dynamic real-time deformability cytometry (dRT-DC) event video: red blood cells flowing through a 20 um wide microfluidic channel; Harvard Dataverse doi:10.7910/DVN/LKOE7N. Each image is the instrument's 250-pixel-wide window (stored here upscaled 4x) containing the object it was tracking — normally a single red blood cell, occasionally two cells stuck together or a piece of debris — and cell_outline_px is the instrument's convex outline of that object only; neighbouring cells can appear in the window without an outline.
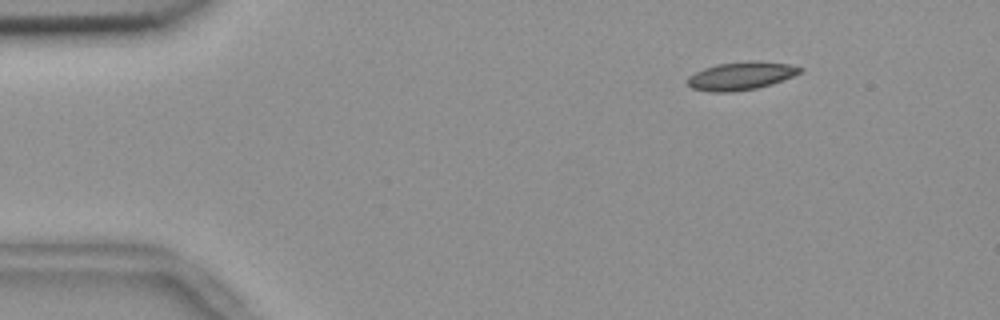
{"species": "common noctule bat (a hibernating species)", "species_latin": "Nyctalus noctula", "temperature_condition": "room temperature", "stored_images_in_passage": 49, "camera_frame_rate_fps": 3000, "um_per_image_px": 0.085, "animal": {"sex": "female", "body_mass_g": 18.4}, "frame": {"image": 1, "passage_image": 1, "time_ms": 0.0, "image_size_px": [1000, 320], "cell_outline_px": [[804, 68], [800, 72], [792, 76], [772, 84], [756, 88], [732, 92], [708, 92], [692, 88], [688, 84], [688, 76], [704, 68], [716, 64], [752, 60], [788, 64]], "centroid_in_image_um": [62.96, 6.45], "position_along_channel_um": 22.0, "area_um2": 18.32}}
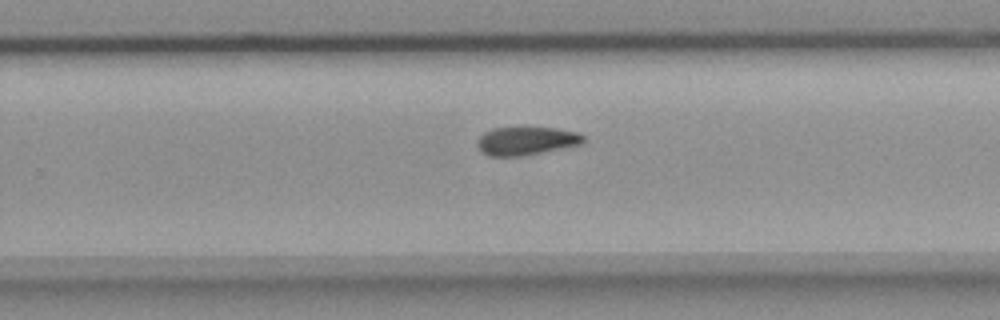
{"frame": {"image": 2, "passage_image": 29, "time_ms": 9.333, "image_size_px": [1000, 320], "cell_outline_px": [[584, 140], [580, 144], [564, 148], [520, 156], [488, 156], [480, 152], [476, 144], [476, 140], [484, 132], [492, 128], [524, 124], [556, 128], [580, 132], [584, 136]], "centroid_in_image_um": [44.69, 11.92], "position_along_channel_um": 285.1, "area_um2": 18.5}}
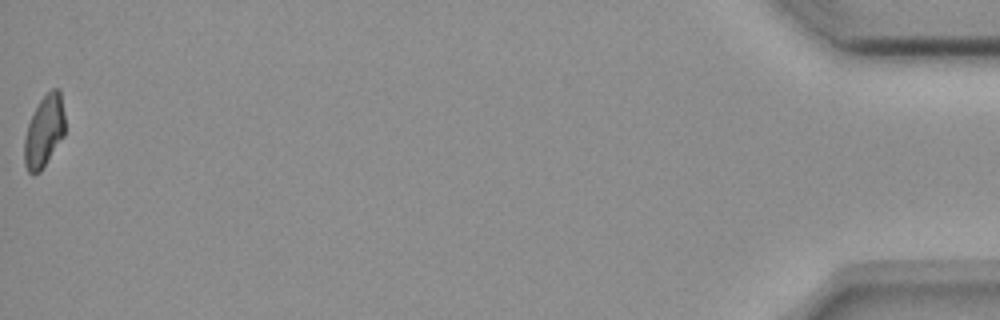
{"frame": {"image": 3, "passage_image": 49, "time_ms": 16.0, "image_size_px": [1000, 320], "cell_outline_px": [[64, 136], [44, 168], [40, 172], [32, 176], [28, 172], [24, 164], [24, 140], [28, 124], [40, 100], [52, 88], [60, 88], [64, 112]], "centroid_in_image_um": [3.76, 11.21], "position_along_channel_um": 431.4, "area_um2": 17.17}, "authors_computed_cell_mechanics": {"area_um2": 18.1492, "velocity_mm_per_s": 3.6747, "shape_relaxation_time_tau1_ms": null, "shape_relaxation_time_tau2_ms": 8.3068, "deformation_change_tau1": null, "deformation_change_tau2": 0.1309}}